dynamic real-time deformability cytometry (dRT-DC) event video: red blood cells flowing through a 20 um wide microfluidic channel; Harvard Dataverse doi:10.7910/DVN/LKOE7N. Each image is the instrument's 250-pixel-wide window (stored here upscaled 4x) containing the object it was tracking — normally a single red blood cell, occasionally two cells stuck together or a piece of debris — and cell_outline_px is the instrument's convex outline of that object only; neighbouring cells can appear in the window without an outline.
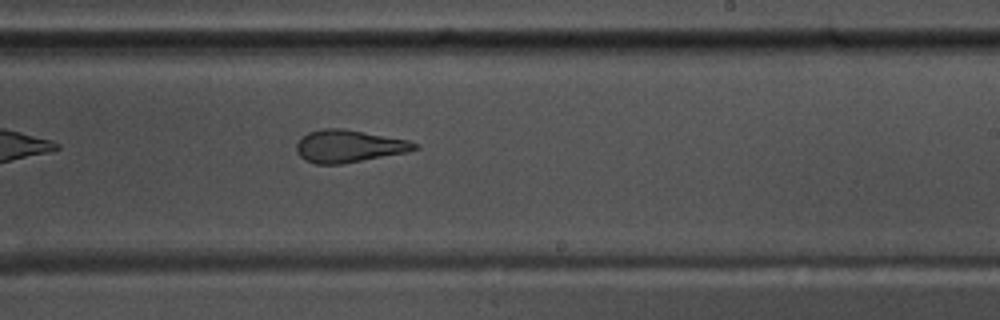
{"species": "common noctule bat (a hibernating species)", "species_latin": "Nyctalus noctula", "temperature_condition": "warm", "stored_images_in_passage": 39, "camera_frame_rate_fps": 3000, "um_per_image_px": 0.085, "animal": {"sex": "male", "body_mass_g": 17.5, "forearm_length_mm": 52.3}, "frame": {"image": 1, "passage_image": 17, "time_ms": 5.333, "image_size_px": [1000, 320], "cell_outline_px": [[420, 148], [408, 152], [340, 164], [316, 164], [304, 160], [296, 152], [296, 144], [308, 132], [324, 128], [344, 128], [408, 140], [420, 144]], "centroid_in_image_um": [29.67, 12.42], "position_along_channel_um": 259.3, "area_um2": 22.37}, "authors_computed_cell_mechanics": {"area_um2": 23.3512, "velocity_mm_per_s": 3.6834, "shape_relaxation_time_tau1_ms": null, "shape_relaxation_time_tau2_ms": 2.3159, "deformation_change_tau1": null, "deformation_change_tau2": 0.1097}}